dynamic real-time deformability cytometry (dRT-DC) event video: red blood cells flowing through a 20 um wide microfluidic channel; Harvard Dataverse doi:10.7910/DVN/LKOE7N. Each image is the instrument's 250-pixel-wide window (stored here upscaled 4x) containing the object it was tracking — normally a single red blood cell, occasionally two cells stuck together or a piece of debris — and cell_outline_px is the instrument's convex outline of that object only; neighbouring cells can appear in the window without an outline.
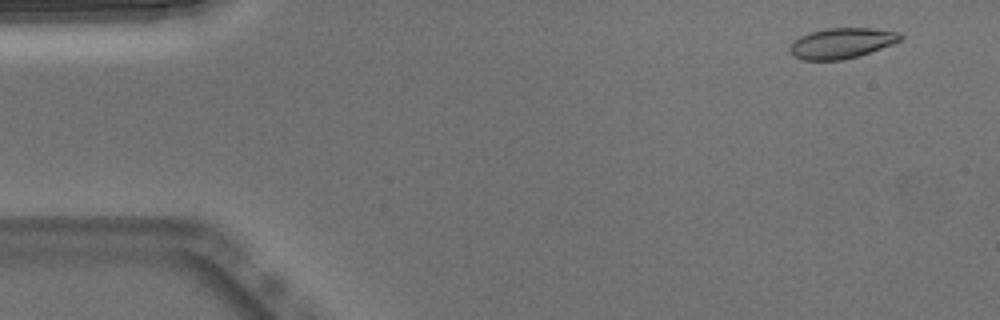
{"species": "Egyptian fruit bat (a non-hibernating species)", "species_latin": "Rousettus aegyptiacus", "temperature_condition": "warm", "stored_images_in_passage": 52, "camera_frame_rate_fps": 3000, "um_per_image_px": 0.085, "animal": {"sex": "male"}, "frame": {"image": 1, "passage_image": 4, "time_ms": 1.0, "image_size_px": [1000, 320], "cell_outline_px": [[904, 40], [844, 60], [800, 60], [792, 56], [788, 48], [800, 36], [812, 32], [828, 28], [872, 28], [900, 32], [904, 36]], "centroid_in_image_um": [71.56, 3.67], "position_along_channel_um": 13.4, "area_um2": 19.59}}
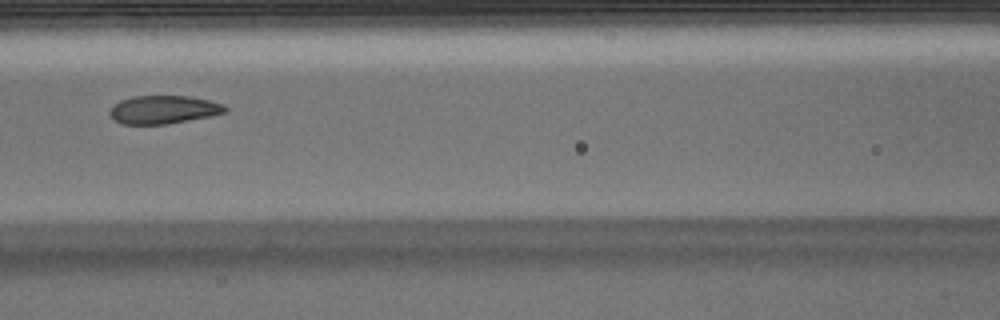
{"frame": {"image": 2, "passage_image": 23, "time_ms": 7.333, "image_size_px": [1000, 320], "cell_outline_px": [[228, 112], [212, 116], [168, 124], [120, 124], [112, 120], [108, 112], [112, 104], [120, 100], [132, 96], [188, 96], [208, 100], [224, 104], [228, 108]], "centroid_in_image_um": [13.87, 9.32], "position_along_channel_um": 152.7, "area_um2": 19.36}}
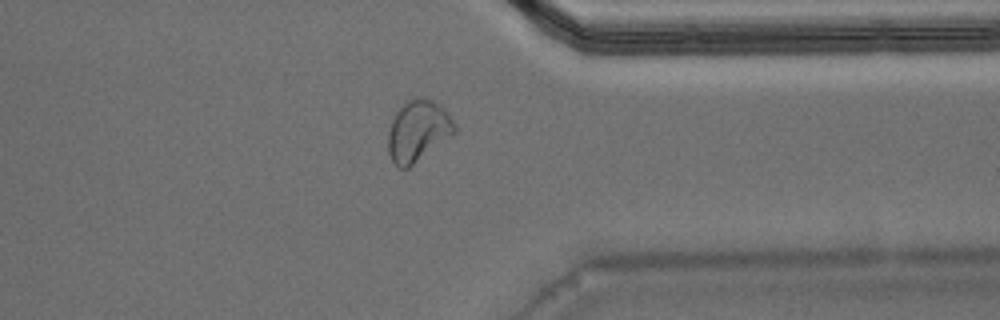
{"frame": {"image": 3, "passage_image": 41, "time_ms": 13.333, "image_size_px": [1000, 320], "cell_outline_px": [[456, 132], [408, 168], [396, 168], [388, 152], [388, 132], [392, 120], [396, 112], [408, 100], [416, 96], [420, 96], [436, 100], [444, 108], [456, 124]], "centroid_in_image_um": [35.53, 11.1], "position_along_channel_um": 375.9, "area_um2": 23.81}, "authors_computed_cell_mechanics": {"area_um2": 20.1144, "velocity_mm_per_s": 3.822, "shape_relaxation_time_tau1_ms": 6.2332, "shape_relaxation_time_tau2_ms": 1.2395, "deformation_change_tau1": 0.1757, "deformation_change_tau2": 0.0662}}